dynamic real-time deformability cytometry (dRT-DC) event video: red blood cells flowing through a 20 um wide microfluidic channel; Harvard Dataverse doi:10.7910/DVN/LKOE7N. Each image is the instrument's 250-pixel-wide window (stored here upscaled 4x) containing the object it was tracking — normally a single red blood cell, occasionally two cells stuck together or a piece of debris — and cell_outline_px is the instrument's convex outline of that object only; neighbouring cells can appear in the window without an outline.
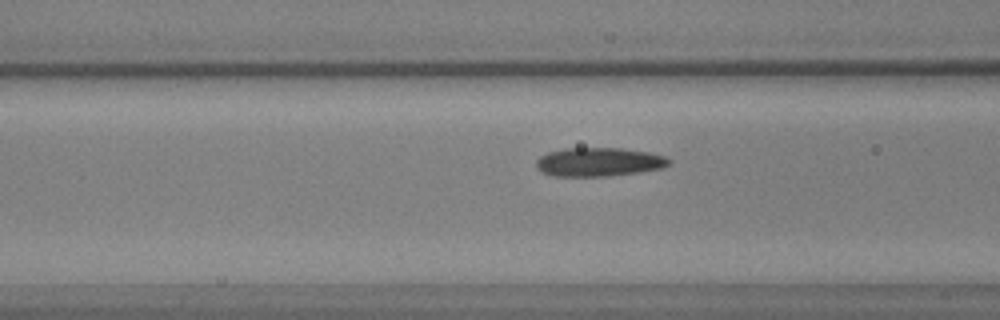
{"species": "common noctule bat (a hibernating species)", "species_latin": "Nyctalus noctula", "temperature_condition": "warm", "stored_images_in_passage": 52, "camera_frame_rate_fps": 3000, "um_per_image_px": 0.085, "animal": {"sex": "male", "body_mass_g": 17.9, "forearm_length_mm": 54.2}, "frame": {"image": 1, "passage_image": 21, "time_ms": 6.667, "image_size_px": [1000, 320], "cell_outline_px": [[672, 160], [664, 168], [640, 172], [608, 176], [552, 176], [540, 172], [536, 168], [536, 160], [540, 156], [548, 152], [564, 148], [620, 148], [648, 152], [664, 156]], "centroid_in_image_um": [50.88, 13.77], "position_along_channel_um": 115.7, "area_um2": 22.43}}
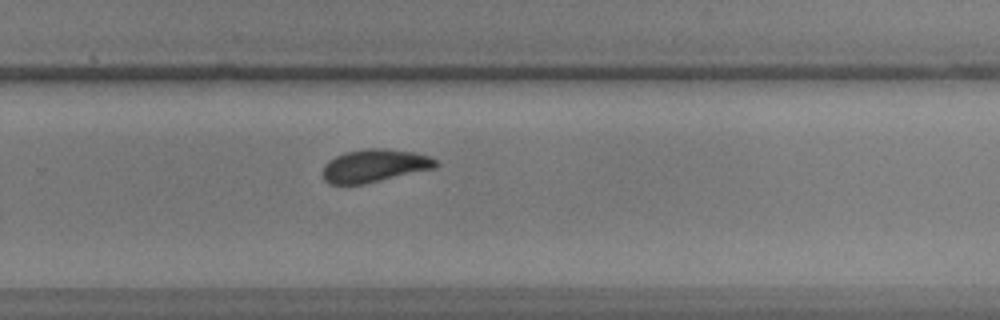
{"frame": {"image": 2, "passage_image": 35, "time_ms": 11.333, "image_size_px": [1000, 320], "cell_outline_px": [[436, 164], [432, 168], [364, 184], [328, 184], [324, 180], [324, 164], [328, 160], [344, 152], [368, 148], [384, 148], [416, 152], [428, 156], [436, 160]], "centroid_in_image_um": [31.78, 14.07], "position_along_channel_um": 298.0, "area_um2": 21.39}}
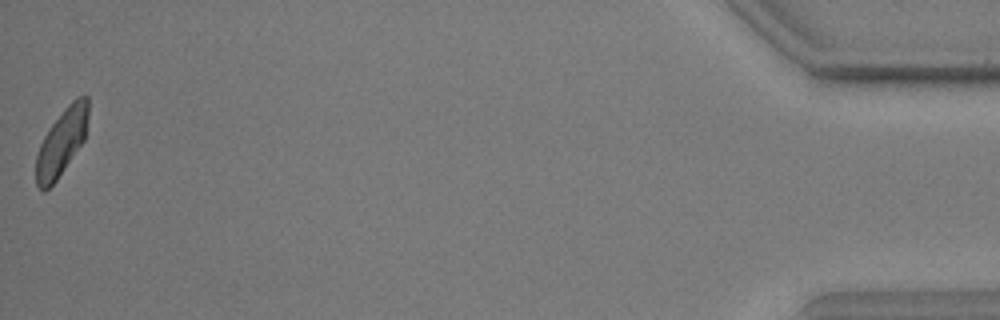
{"frame": {"image": 3, "passage_image": 52, "time_ms": 17.0, "image_size_px": [1000, 320], "cell_outline_px": [[88, 116], [84, 140], [56, 180], [44, 192], [36, 184], [36, 156], [40, 144], [44, 136], [52, 124], [64, 108], [76, 96], [88, 96]], "centroid_in_image_um": [5.23, 12.06], "position_along_channel_um": 430.0, "area_um2": 19.94}, "authors_computed_cell_mechanics": {"area_um2": 21.3571, "velocity_mm_per_s": 3.9234, "shape_relaxation_time_tau1_ms": 3.0293, "shape_relaxation_time_tau2_ms": 1.7151, "deformation_change_tau1": 0.1474, "deformation_change_tau2": 0.0768}}